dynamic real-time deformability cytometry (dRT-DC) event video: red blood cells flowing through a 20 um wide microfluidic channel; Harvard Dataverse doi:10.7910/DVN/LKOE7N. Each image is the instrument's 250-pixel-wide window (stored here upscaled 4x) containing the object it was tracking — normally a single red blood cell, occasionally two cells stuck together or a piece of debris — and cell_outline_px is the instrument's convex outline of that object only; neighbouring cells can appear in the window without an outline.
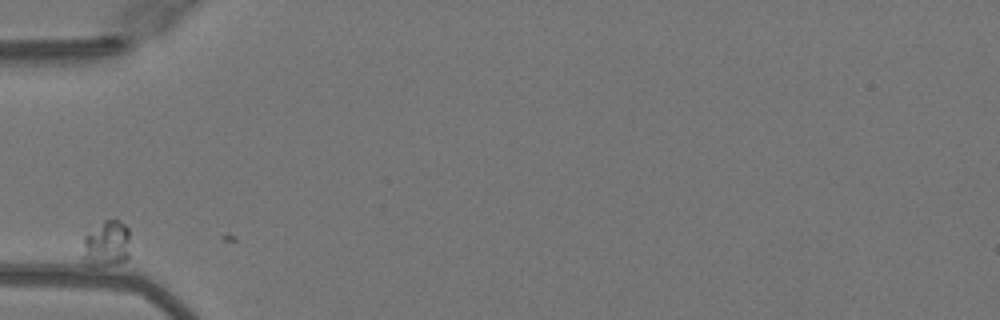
{"species": "Egyptian fruit bat (a non-hibernating species)", "species_latin": "Rousettus aegyptiacus", "temperature_condition": "warm", "stored_images_in_passage": 13, "camera_frame_rate_fps": 3000, "um_per_image_px": 0.085, "animal": {"sex": "female"}, "frame": {"image": 1, "passage_image": 2, "time_ms": 0.333, "image_size_px": [1000, 320], "cell_outline_px": [[128, 260], [108, 264], [92, 264], [80, 260], [80, 256], [84, 236], [104, 220], [116, 220], [124, 224], [128, 228]], "centroid_in_image_um": [9.01, 20.72], "position_along_channel_um": 76.0, "area_um2": 12.6}}
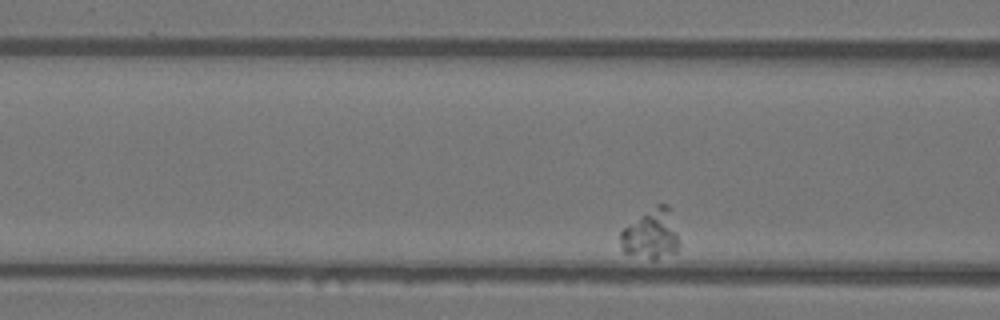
{"frame": {"image": 2, "passage_image": 6, "time_ms": 1.667, "image_size_px": [1000, 320], "cell_outline_px": [[680, 244], [676, 252], [652, 260], [624, 252], [620, 248], [620, 232], [624, 228], [656, 204], [668, 204]], "centroid_in_image_um": [55.34, 19.92], "position_along_channel_um": 111.3, "area_um2": 16.88}}
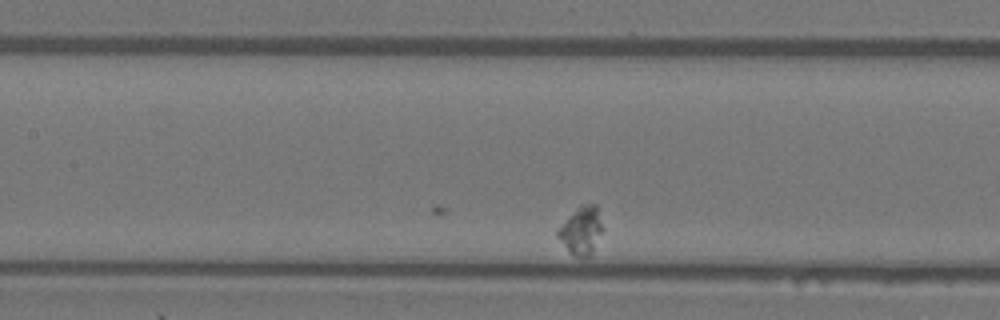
{"frame": {"image": 3, "passage_image": 11, "time_ms": 3.333, "image_size_px": [1000, 320], "cell_outline_px": [[604, 228], [592, 256], [576, 256], [556, 236], [556, 232], [580, 204], [596, 204]], "centroid_in_image_um": [49.47, 19.58], "position_along_channel_um": 157.9, "area_um2": 12.25}}